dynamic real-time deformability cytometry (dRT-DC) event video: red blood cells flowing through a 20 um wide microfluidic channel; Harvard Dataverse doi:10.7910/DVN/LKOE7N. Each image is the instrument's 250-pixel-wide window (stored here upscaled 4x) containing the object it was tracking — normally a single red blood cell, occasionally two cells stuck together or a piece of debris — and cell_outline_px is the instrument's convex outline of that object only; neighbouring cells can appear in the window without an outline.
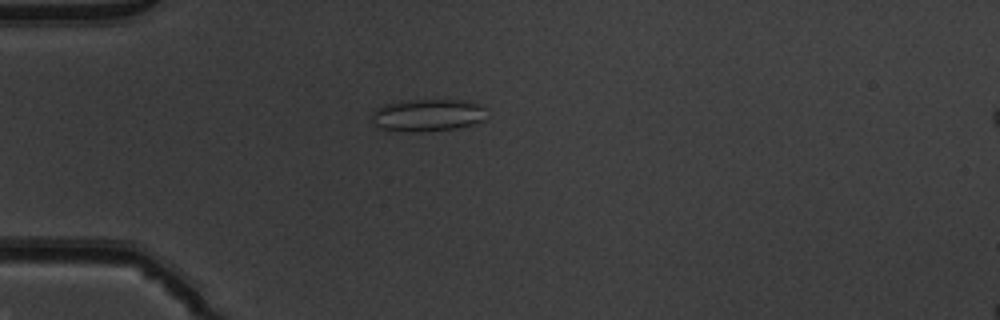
{"species": "common noctule bat (a hibernating species)", "species_latin": "Nyctalus noctula", "temperature_condition": "warm", "stored_images_in_passage": 51, "camera_frame_rate_fps": 3000, "um_per_image_px": 0.085, "animal": {"sex": "male", "body_mass_g": 19.5, "forearm_length_mm": 54.6}, "frame": {"image": 1, "passage_image": 15, "time_ms": 4.667, "image_size_px": [1000, 320], "cell_outline_px": [[484, 120], [472, 124], [456, 128], [416, 132], [380, 128], [372, 120], [372, 112], [376, 108], [384, 104], [400, 100], [464, 100], [476, 104], [484, 108]], "centroid_in_image_um": [36.3, 9.77], "position_along_channel_um": 48.7, "area_um2": 21.39}}
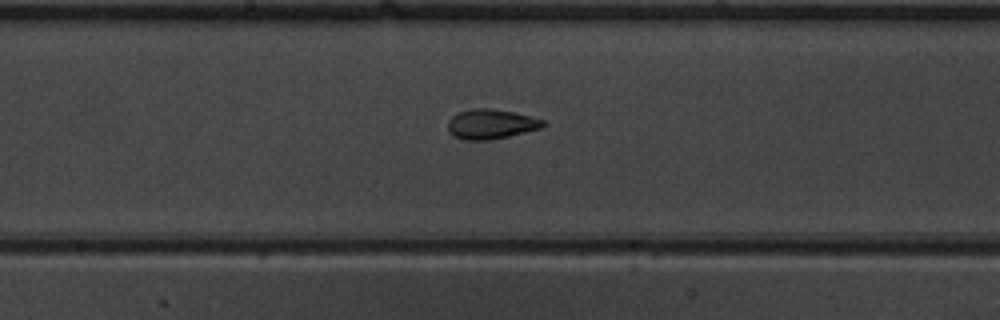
{"frame": {"image": 2, "passage_image": 28, "time_ms": 9.0, "image_size_px": [1000, 320], "cell_outline_px": [[548, 124], [540, 128], [508, 136], [488, 140], [464, 140], [452, 136], [448, 128], [448, 120], [456, 112], [476, 108], [488, 108], [512, 112], [544, 120]], "centroid_in_image_um": [41.69, 10.55], "position_along_channel_um": 206.5, "area_um2": 16.42}}
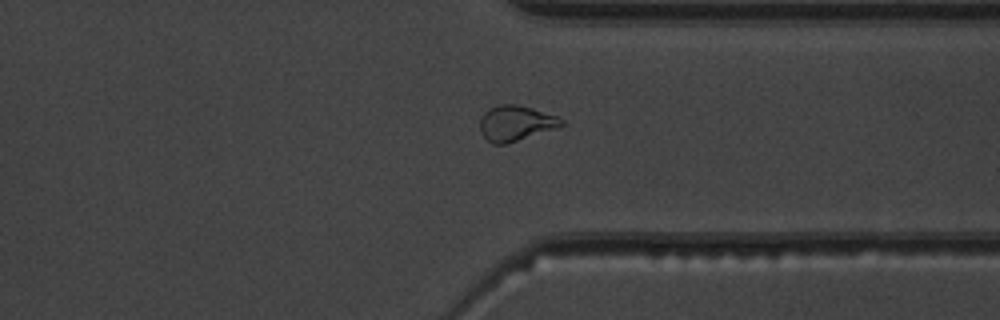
{"frame": {"image": 3, "passage_image": 40, "time_ms": 13.0, "image_size_px": [1000, 320], "cell_outline_px": [[564, 124], [556, 128], [504, 144], [492, 144], [480, 132], [480, 120], [484, 112], [500, 104], [516, 104], [532, 108], [556, 116], [564, 120]], "centroid_in_image_um": [43.82, 10.47], "position_along_channel_um": 367.6, "area_um2": 16.47}, "authors_computed_cell_mechanics": {"area_um2": 17.4556, "velocity_mm_per_s": 4.0317, "shape_relaxation_time_tau1_ms": null, "shape_relaxation_time_tau2_ms": 1.5441, "deformation_change_tau1": null, "deformation_change_tau2": 0.0897}}